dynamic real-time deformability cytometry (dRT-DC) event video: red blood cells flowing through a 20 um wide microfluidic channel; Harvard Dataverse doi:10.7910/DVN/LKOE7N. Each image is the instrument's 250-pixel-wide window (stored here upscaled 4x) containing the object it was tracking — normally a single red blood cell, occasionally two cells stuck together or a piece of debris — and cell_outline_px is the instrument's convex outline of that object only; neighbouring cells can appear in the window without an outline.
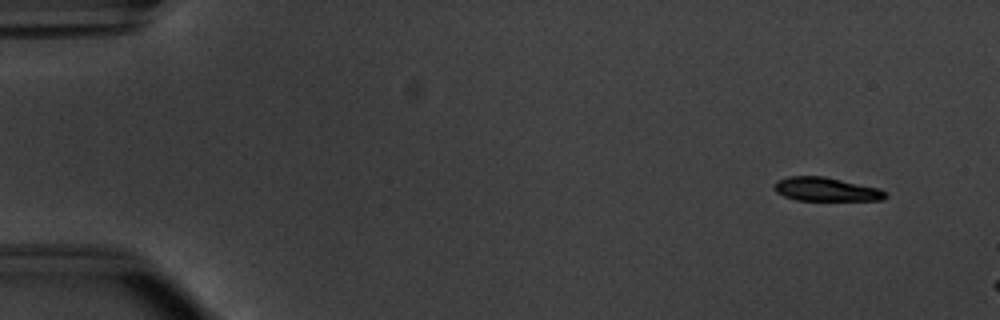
{"species": "common noctule bat (a hibernating species)", "species_latin": "Nyctalus noctula", "temperature_condition": "warm", "stored_images_in_passage": 8, "camera_frame_rate_fps": 3000, "um_per_image_px": 0.085, "animal": {"sex": "male", "body_mass_g": 20.1, "forearm_length_mm": 53.5}, "frame": {"image": 1, "passage_image": 1, "time_ms": 0.0, "image_size_px": [1000, 320], "cell_outline_px": [[888, 196], [884, 200], [796, 200], [784, 196], [776, 192], [772, 188], [776, 180], [788, 176], [824, 176], [880, 188], [888, 192]], "centroid_in_image_um": [70.22, 16.09], "position_along_channel_um": 14.8, "area_um2": 15.61}}